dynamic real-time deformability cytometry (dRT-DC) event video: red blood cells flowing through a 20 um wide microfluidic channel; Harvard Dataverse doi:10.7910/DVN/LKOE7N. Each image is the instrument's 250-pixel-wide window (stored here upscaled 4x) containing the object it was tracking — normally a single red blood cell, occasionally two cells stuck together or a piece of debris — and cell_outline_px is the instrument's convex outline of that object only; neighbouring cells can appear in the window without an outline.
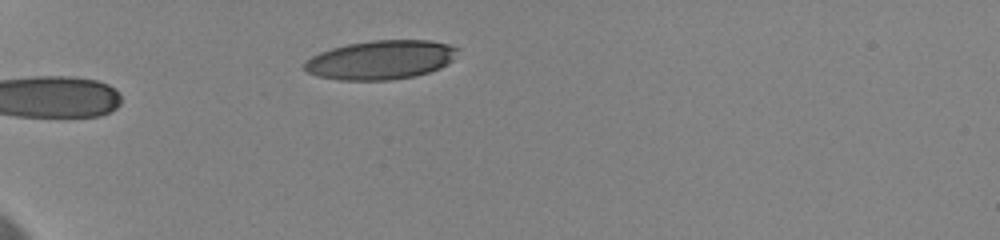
{"species": "human", "species_latin": "Homo sapiens", "temperature_condition": "cold", "stored_images_in_passage": 16, "camera_frame_rate_fps": 3000, "um_per_image_px": 0.085, "donor": {"sex": "female"}, "frame": {"image": 1, "passage_image": 1, "time_ms": 0.0, "image_size_px": [1000, 240], "cell_outline_px": [[460, 48], [452, 60], [448, 64], [440, 68], [416, 76], [388, 80], [340, 80], [316, 76], [308, 72], [304, 68], [304, 64], [312, 56], [320, 52], [332, 48], [348, 44], [372, 40], [428, 40], [448, 44]], "centroid_in_image_um": [32.38, 5.09], "position_along_channel_um": 52.6, "area_um2": 34.8}}
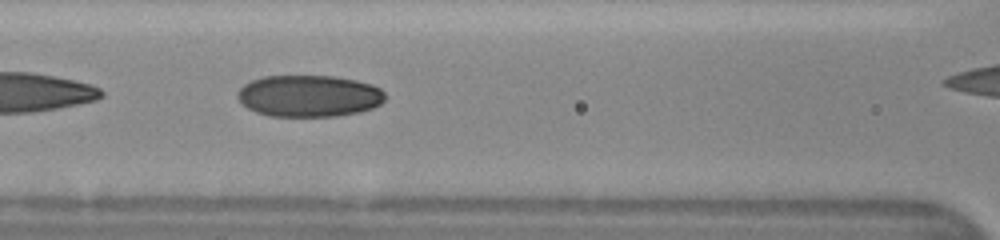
{"frame": {"image": 2, "passage_image": 9, "time_ms": 1.667, "image_size_px": [1000, 240], "cell_outline_px": [[384, 100], [380, 104], [372, 108], [360, 112], [336, 116], [268, 116], [256, 112], [248, 108], [236, 96], [240, 88], [244, 84], [252, 80], [264, 76], [332, 76], [356, 80], [372, 84], [380, 88], [384, 92]], "centroid_in_image_um": [26.27, 8.15], "position_along_channel_um": 140.3, "area_um2": 35.89}}
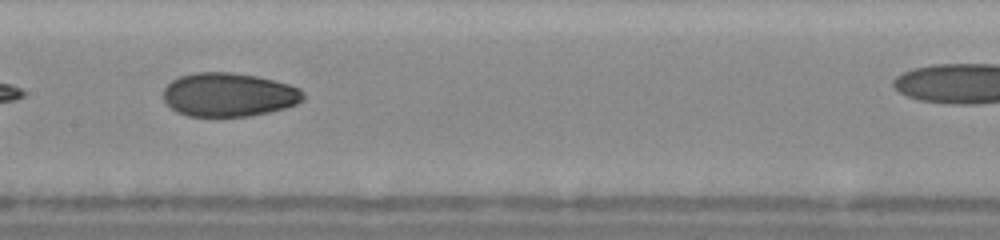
{"frame": {"image": 3, "passage_image": 15, "time_ms": 3.0, "image_size_px": [1000, 240], "cell_outline_px": [[304, 100], [296, 104], [284, 108], [268, 112], [248, 116], [188, 116], [176, 112], [164, 100], [164, 88], [172, 80], [180, 76], [196, 72], [232, 72], [256, 76], [288, 84], [300, 88], [304, 92]], "centroid_in_image_um": [19.45, 8.05], "position_along_channel_um": 188.0, "area_um2": 35.6}}